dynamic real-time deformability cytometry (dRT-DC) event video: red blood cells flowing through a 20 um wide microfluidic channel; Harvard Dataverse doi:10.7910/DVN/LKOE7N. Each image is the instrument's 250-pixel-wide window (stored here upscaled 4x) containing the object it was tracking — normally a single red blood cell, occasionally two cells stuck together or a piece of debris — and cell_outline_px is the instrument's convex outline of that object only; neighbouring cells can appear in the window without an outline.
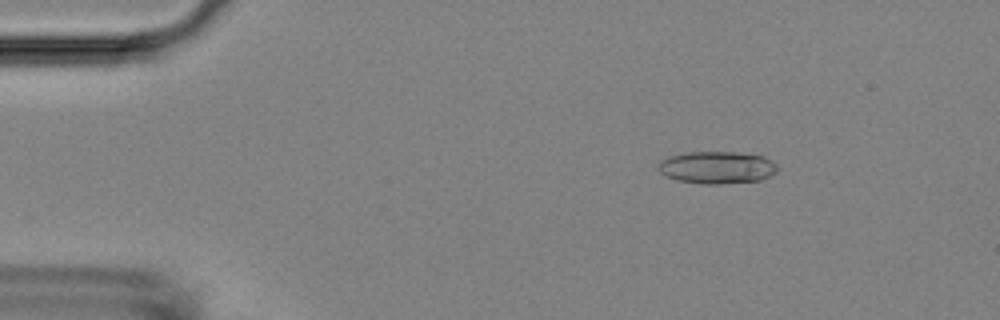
{"species": "Egyptian fruit bat (a non-hibernating species)", "species_latin": "Rousettus aegyptiacus", "temperature_condition": "room temperature", "stored_images_in_passage": 54, "camera_frame_rate_fps": 3000, "um_per_image_px": 0.085, "animal": {"sex": "female"}, "frame": {"image": 1, "passage_image": 8, "time_ms": 2.333, "image_size_px": [1000, 320], "cell_outline_px": [[776, 172], [760, 180], [720, 184], [704, 184], [676, 180], [660, 172], [660, 160], [668, 156], [684, 152], [736, 152], [764, 156], [776, 164]], "centroid_in_image_um": [60.93, 14.23], "position_along_channel_um": 24.1, "area_um2": 22.31}}
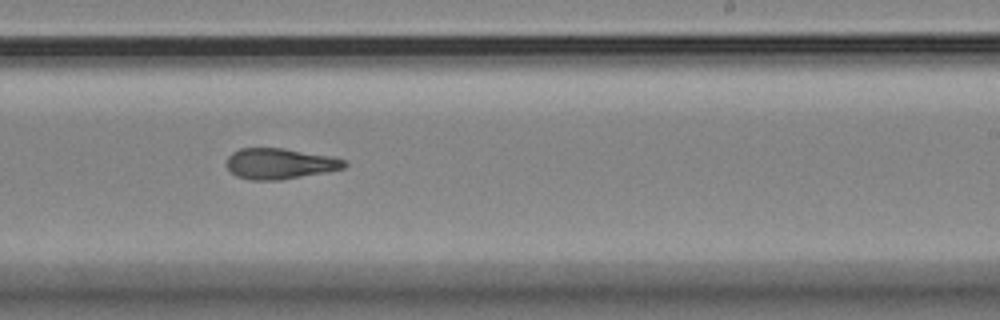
{"frame": {"image": 2, "passage_image": 33, "time_ms": 10.667, "image_size_px": [1000, 320], "cell_outline_px": [[348, 164], [344, 168], [324, 172], [280, 180], [252, 180], [236, 176], [228, 168], [228, 156], [232, 152], [240, 148], [284, 148], [336, 156], [344, 160]], "centroid_in_image_um": [23.82, 13.89], "position_along_channel_um": 265.2, "area_um2": 21.15}}
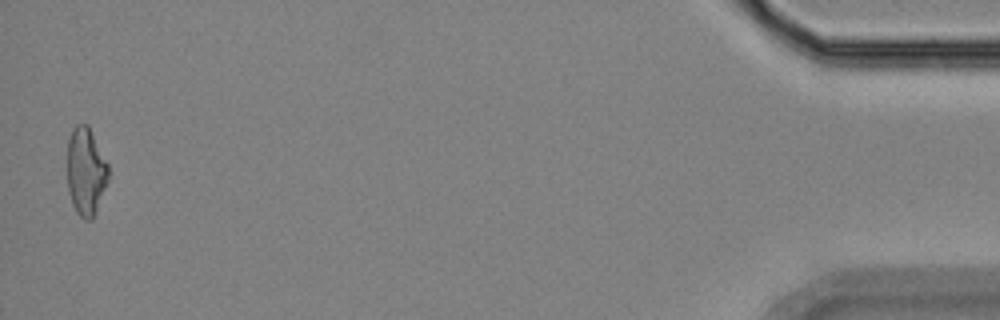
{"frame": {"image": 3, "passage_image": 53, "time_ms": 17.333, "image_size_px": [1000, 320], "cell_outline_px": [[108, 180], [92, 220], [84, 220], [76, 212], [72, 204], [68, 192], [68, 140], [72, 128], [76, 124], [88, 124], [108, 164]], "centroid_in_image_um": [7.29, 14.57], "position_along_channel_um": 427.9, "area_um2": 20.98}, "authors_computed_cell_mechanics": {"area_um2": 21.7328, "velocity_mm_per_s": 3.737, "shape_relaxation_time_tau1_ms": null, "shape_relaxation_time_tau2_ms": 4.3742, "deformation_change_tau1": null, "deformation_change_tau2": 0.1434}}